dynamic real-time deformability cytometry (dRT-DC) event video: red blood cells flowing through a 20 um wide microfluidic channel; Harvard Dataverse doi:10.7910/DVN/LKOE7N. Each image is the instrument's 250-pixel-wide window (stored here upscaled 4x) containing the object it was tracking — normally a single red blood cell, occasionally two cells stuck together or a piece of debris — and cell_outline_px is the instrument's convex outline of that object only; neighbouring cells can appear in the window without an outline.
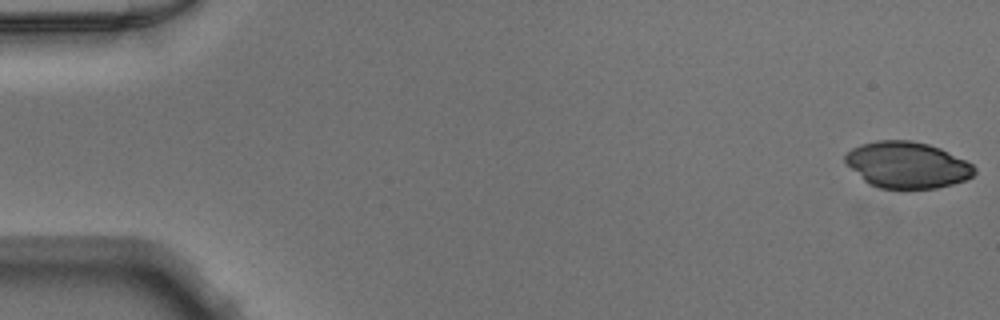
{"species": "Egyptian fruit bat (a non-hibernating species)", "species_latin": "Rousettus aegyptiacus", "temperature_condition": "warm", "stored_images_in_passage": 49, "camera_frame_rate_fps": 3000, "um_per_image_px": 0.085, "animal": {"sex": "male"}, "frame": {"image": 1, "passage_image": 1, "time_ms": 0.0, "image_size_px": [1000, 320], "cell_outline_px": [[976, 172], [972, 176], [964, 180], [952, 184], [936, 188], [880, 188], [868, 184], [844, 160], [844, 156], [852, 148], [860, 144], [880, 140], [908, 140], [928, 144], [940, 148], [972, 164], [976, 168]], "centroid_in_image_um": [77.11, 14.01], "position_along_channel_um": 7.9, "area_um2": 34.51}}
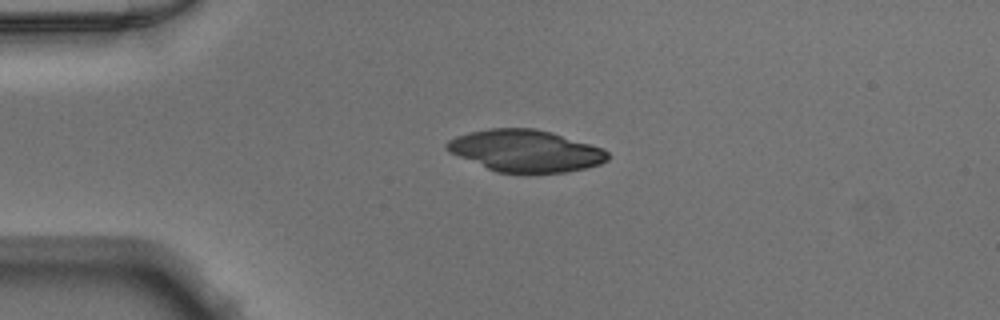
{"frame": {"image": 2, "passage_image": 12, "time_ms": 3.667, "image_size_px": [1000, 320], "cell_outline_px": [[608, 160], [600, 164], [584, 168], [564, 172], [536, 176], [496, 172], [448, 152], [444, 148], [444, 144], [448, 140], [456, 136], [468, 132], [488, 128], [536, 128], [604, 148], [608, 152]], "centroid_in_image_um": [44.64, 12.85], "position_along_channel_um": 40.4, "area_um2": 40.11}}